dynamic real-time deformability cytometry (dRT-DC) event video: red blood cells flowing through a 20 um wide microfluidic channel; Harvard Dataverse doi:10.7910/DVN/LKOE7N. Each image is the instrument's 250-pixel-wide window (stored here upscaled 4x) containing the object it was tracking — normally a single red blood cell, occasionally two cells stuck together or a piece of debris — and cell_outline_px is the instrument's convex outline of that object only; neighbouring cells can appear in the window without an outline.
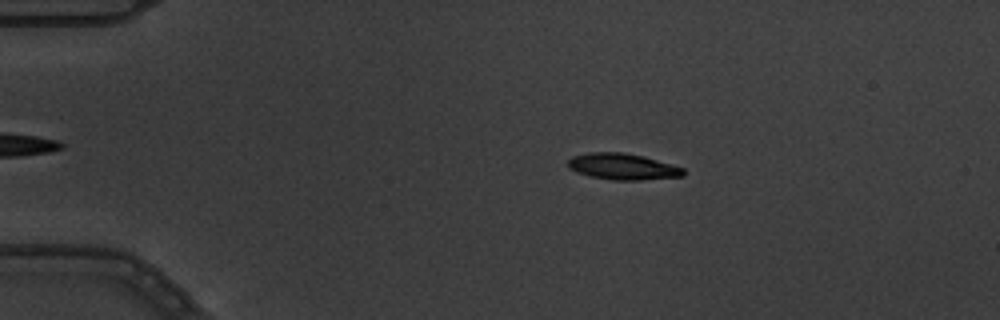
{"species": "common noctule bat (a hibernating species)", "species_latin": "Nyctalus noctula", "temperature_condition": "warm", "stored_images_in_passage": 9, "camera_frame_rate_fps": 3000, "um_per_image_px": 0.085, "animal": {"sex": "male", "body_mass_g": 19.5, "forearm_length_mm": 54.6}, "frame": {"image": 1, "passage_image": 2, "time_ms": 0.333, "image_size_px": [1000, 320], "cell_outline_px": [[684, 176], [640, 180], [612, 180], [588, 176], [576, 172], [568, 168], [568, 160], [572, 156], [588, 152], [624, 152], [644, 156], [684, 168]], "centroid_in_image_um": [52.89, 14.16], "position_along_channel_um": 32.1, "area_um2": 17.8}}
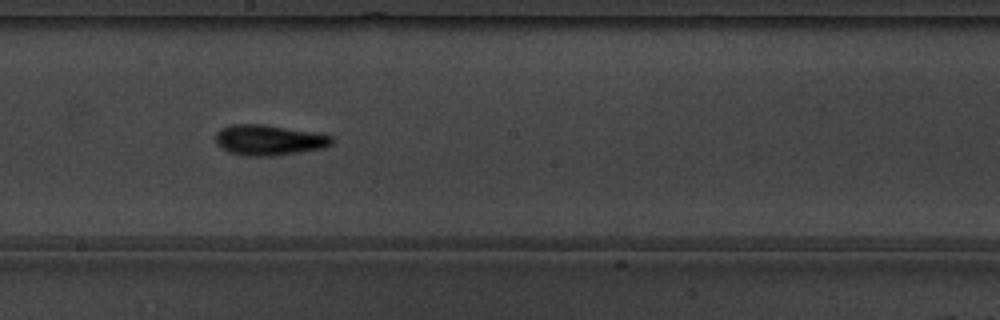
{"frame": {"image": 2, "passage_image": 8, "time_ms": 2.333, "image_size_px": [1000, 320], "cell_outline_px": [[332, 144], [324, 148], [300, 152], [272, 156], [244, 156], [228, 152], [216, 144], [216, 132], [220, 128], [232, 124], [264, 124], [312, 132], [332, 136]], "centroid_in_image_um": [22.82, 11.91], "position_along_channel_um": 225.4, "area_um2": 20.69}}